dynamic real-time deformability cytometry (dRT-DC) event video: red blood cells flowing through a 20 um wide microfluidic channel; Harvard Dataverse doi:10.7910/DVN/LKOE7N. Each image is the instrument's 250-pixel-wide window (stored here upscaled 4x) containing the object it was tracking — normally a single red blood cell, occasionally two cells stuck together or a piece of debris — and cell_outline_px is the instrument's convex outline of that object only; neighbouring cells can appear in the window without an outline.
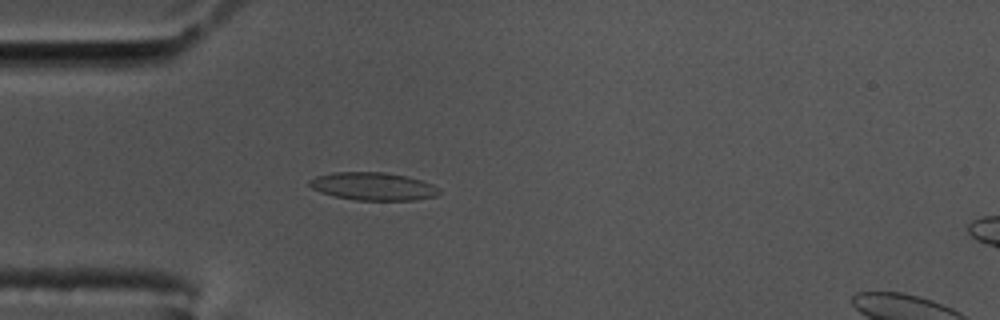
{"species": "common noctule bat (a hibernating species)", "species_latin": "Nyctalus noctula", "temperature_condition": "cold", "stored_images_in_passage": 58, "camera_frame_rate_fps": 3000, "um_per_image_px": 0.085, "animal": {"sex": "male", "body_mass_g": 17.5, "forearm_length_mm": 52.3}, "frame": {"image": 1, "passage_image": 16, "time_ms": 5.0, "image_size_px": [1000, 320], "cell_outline_px": [[440, 192], [436, 196], [412, 200], [356, 200], [336, 196], [320, 192], [312, 188], [308, 184], [308, 180], [316, 176], [332, 172], [384, 172], [404, 176], [420, 180], [432, 184], [440, 188]], "centroid_in_image_um": [31.69, 15.83], "position_along_channel_um": 53.3, "area_um2": 20.98}}
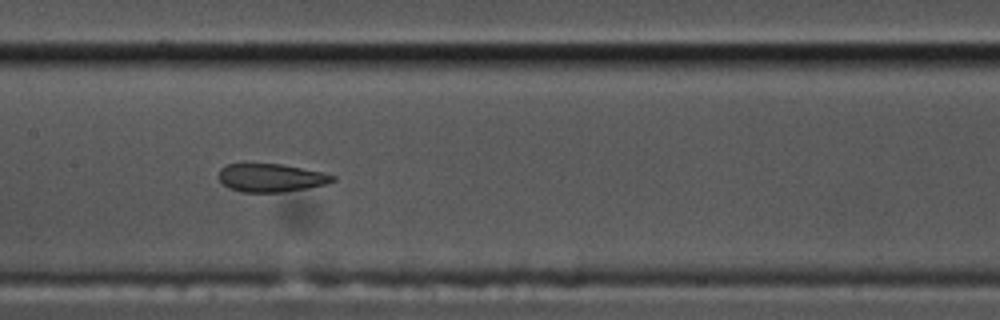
{"frame": {"image": 2, "passage_image": 28, "time_ms": 9.0, "image_size_px": [1000, 320], "cell_outline_px": [[336, 180], [328, 184], [280, 192], [240, 192], [228, 188], [220, 180], [220, 168], [228, 164], [284, 164], [324, 172], [336, 176]], "centroid_in_image_um": [23.08, 15.11], "position_along_channel_um": 184.3, "area_um2": 18.73}}
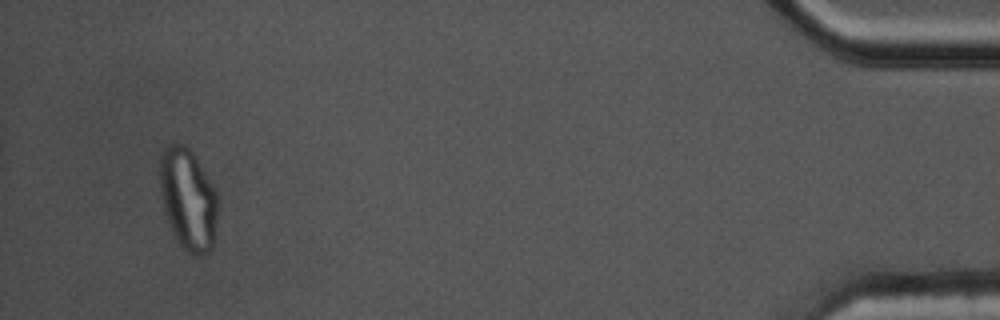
{"frame": {"image": 3, "passage_image": 55, "time_ms": 18.0, "image_size_px": [1000, 320], "cell_outline_px": [[216, 216], [212, 248], [204, 256], [192, 256], [180, 244], [168, 220], [164, 208], [160, 192], [160, 156], [164, 148], [168, 144], [184, 144], [196, 156], [212, 184], [216, 192]], "centroid_in_image_um": [15.98, 16.91], "position_along_channel_um": 419.2, "area_um2": 33.87}, "authors_computed_cell_mechanics": {"area_um2": 20.6346, "velocity_mm_per_s": 3.4541, "shape_relaxation_time_tau1_ms": null, "shape_relaxation_time_tau2_ms": 1.7036, "deformation_change_tau1": null, "deformation_change_tau2": 0.0586}}